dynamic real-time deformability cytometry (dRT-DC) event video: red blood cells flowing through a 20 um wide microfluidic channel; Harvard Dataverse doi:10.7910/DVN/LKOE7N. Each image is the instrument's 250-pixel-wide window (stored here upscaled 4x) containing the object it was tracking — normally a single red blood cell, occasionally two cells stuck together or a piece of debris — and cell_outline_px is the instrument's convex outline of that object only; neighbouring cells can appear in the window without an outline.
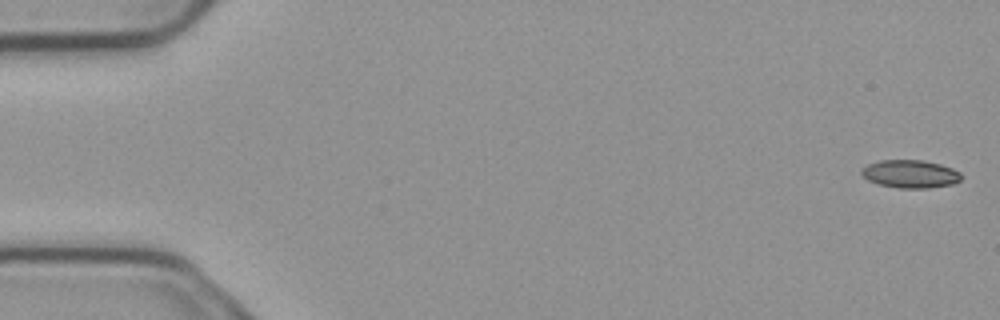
{"species": "common noctule bat (a hibernating species)", "species_latin": "Nyctalus noctula", "temperature_condition": "cold", "stored_images_in_passage": 5, "camera_frame_rate_fps": 3000, "um_per_image_px": 0.085, "animal": {"sex": "male", "body_mass_g": 23.1, "forearm_length_mm": 52.7}, "frame": {"image": 1, "passage_image": 1, "time_ms": 0.0, "image_size_px": [1000, 320], "cell_outline_px": [[964, 176], [960, 180], [952, 184], [928, 188], [900, 188], [880, 184], [868, 180], [860, 172], [868, 164], [880, 160], [924, 160], [940, 164], [952, 168], [960, 172]], "centroid_in_image_um": [77.42, 14.78], "position_along_channel_um": 7.6, "area_um2": 16.18}}
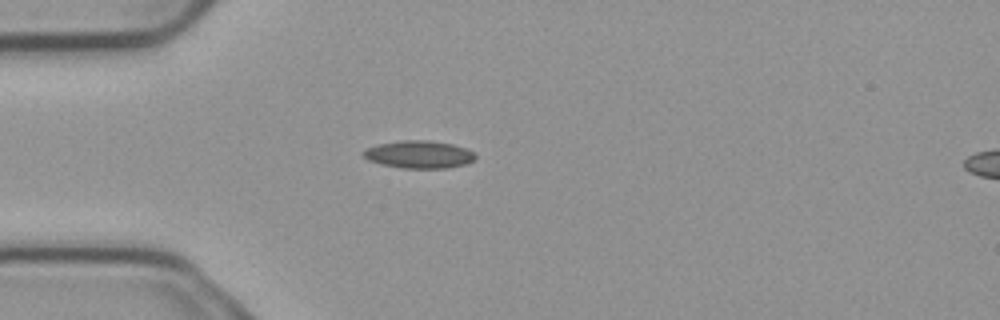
{"frame": {"image": 2, "passage_image": 5, "time_ms": 1.333, "image_size_px": [1000, 320], "cell_outline_px": [[476, 160], [468, 164], [448, 168], [400, 168], [380, 164], [368, 160], [360, 152], [368, 148], [380, 144], [404, 140], [428, 140], [452, 144], [464, 148], [472, 152], [476, 156]], "centroid_in_image_um": [35.63, 13.14], "position_along_channel_um": 49.4, "area_um2": 18.03}}